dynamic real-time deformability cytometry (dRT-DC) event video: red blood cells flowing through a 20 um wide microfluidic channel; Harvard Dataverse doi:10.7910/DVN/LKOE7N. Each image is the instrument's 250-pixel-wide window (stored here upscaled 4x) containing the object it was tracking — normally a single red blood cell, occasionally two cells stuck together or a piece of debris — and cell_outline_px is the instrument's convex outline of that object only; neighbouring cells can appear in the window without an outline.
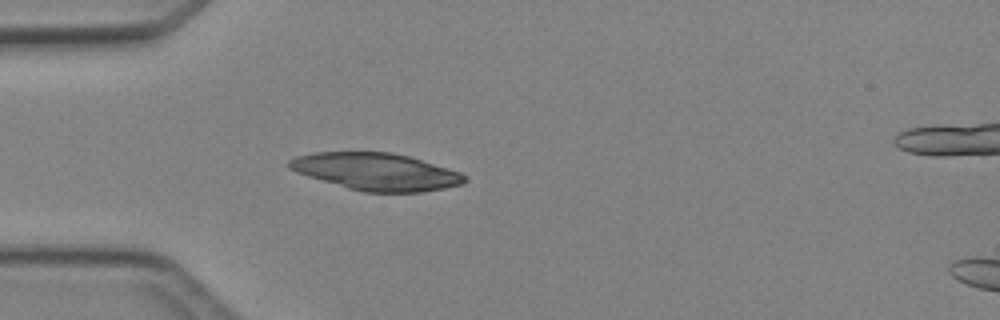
{"species": "Egyptian fruit bat (a non-hibernating species)", "species_latin": "Rousettus aegyptiacus", "temperature_condition": "cold", "stored_images_in_passage": 3, "camera_frame_rate_fps": 3000, "um_per_image_px": 0.085, "animal": {"sex": "female"}, "frame": {"image": 1, "passage_image": 3, "time_ms": 2.333, "image_size_px": [1000, 320], "cell_outline_px": [[468, 180], [460, 184], [444, 188], [420, 192], [364, 192], [348, 188], [308, 176], [296, 172], [288, 168], [284, 164], [288, 160], [296, 156], [312, 152], [392, 152], [408, 156], [448, 168], [460, 172], [468, 176]], "centroid_in_image_um": [31.94, 14.58], "position_along_channel_um": 53.1, "area_um2": 38.03}}